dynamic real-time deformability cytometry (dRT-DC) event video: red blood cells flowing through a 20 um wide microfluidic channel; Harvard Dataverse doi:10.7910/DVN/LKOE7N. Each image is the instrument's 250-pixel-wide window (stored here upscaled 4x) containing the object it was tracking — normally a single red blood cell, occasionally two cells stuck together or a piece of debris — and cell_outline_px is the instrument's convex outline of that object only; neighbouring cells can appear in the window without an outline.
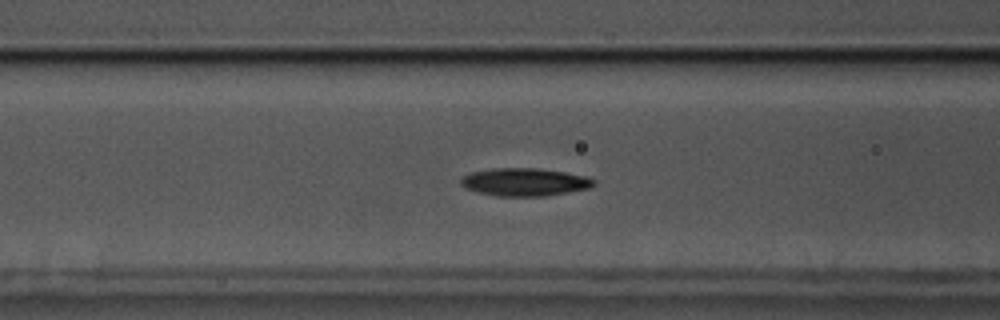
{"species": "common noctule bat (a hibernating species)", "species_latin": "Nyctalus noctula", "temperature_condition": "cold", "stored_images_in_passage": 58, "camera_frame_rate_fps": 3000, "um_per_image_px": 0.085, "animal": {"sex": "male", "body_mass_g": 17.5, "forearm_length_mm": 52.3}, "frame": {"image": 1, "passage_image": 23, "time_ms": 7.333, "image_size_px": [1000, 320], "cell_outline_px": [[596, 184], [588, 188], [548, 196], [500, 196], [480, 192], [464, 188], [460, 184], [460, 176], [472, 172], [492, 168], [540, 168], [588, 176], [596, 180]], "centroid_in_image_um": [44.6, 15.46], "position_along_channel_um": 122.0, "area_um2": 21.73}}
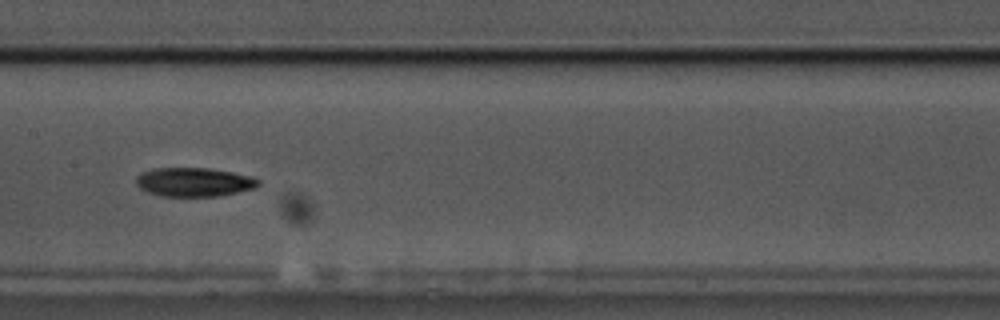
{"frame": {"image": 2, "passage_image": 29, "time_ms": 9.333, "image_size_px": [1000, 320], "cell_outline_px": [[260, 184], [256, 188], [220, 196], [160, 196], [148, 192], [140, 188], [136, 184], [136, 176], [152, 168], [208, 168], [232, 172], [248, 176], [260, 180]], "centroid_in_image_um": [16.49, 15.48], "position_along_channel_um": 190.9, "area_um2": 20.58}}
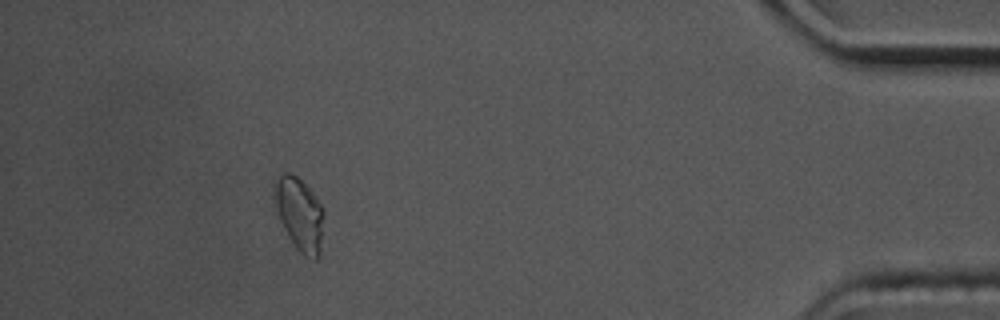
{"frame": {"image": 3, "passage_image": 53, "time_ms": 17.333, "image_size_px": [1000, 320], "cell_outline_px": [[324, 216], [320, 252], [316, 260], [304, 256], [296, 248], [288, 236], [280, 220], [276, 208], [272, 184], [284, 172], [288, 172], [296, 176], [316, 196], [324, 212]], "centroid_in_image_um": [25.46, 18.2], "position_along_channel_um": 409.7, "area_um2": 20.98}, "authors_computed_cell_mechanics": {"area_um2": 19.5942, "velocity_mm_per_s": 3.4591, "shape_relaxation_time_tau1_ms": 4.8244, "shape_relaxation_time_tau2_ms": 5.9184, "deformation_change_tau1": 0.1576, "deformation_change_tau2": 0.0416}}